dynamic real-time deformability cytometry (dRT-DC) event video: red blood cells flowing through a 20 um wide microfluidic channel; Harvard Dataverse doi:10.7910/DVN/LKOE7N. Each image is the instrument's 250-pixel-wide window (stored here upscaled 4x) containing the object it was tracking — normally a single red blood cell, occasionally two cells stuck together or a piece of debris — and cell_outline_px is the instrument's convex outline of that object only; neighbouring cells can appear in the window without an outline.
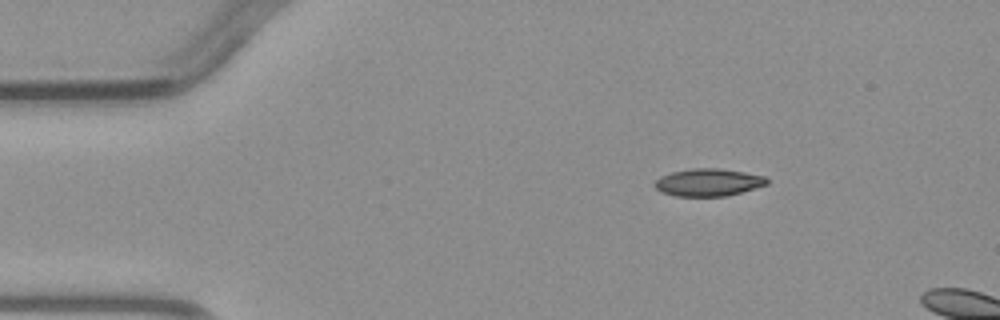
{"species": "common noctule bat (a hibernating species)", "species_latin": "Nyctalus noctula", "temperature_condition": "warm", "stored_images_in_passage": 2, "camera_frame_rate_fps": 3000, "um_per_image_px": 0.085, "animal": {"sex": "male", "body_mass_g": 23.1, "forearm_length_mm": 52.7}, "frame": {"image": 1, "passage_image": 1, "time_ms": 0.0, "image_size_px": [1000, 320], "cell_outline_px": [[768, 184], [740, 192], [724, 196], [676, 196], [660, 192], [652, 184], [660, 176], [672, 172], [692, 168], [720, 168], [744, 172], [764, 176], [768, 180]], "centroid_in_image_um": [60.16, 15.49], "position_along_channel_um": 24.8, "area_um2": 17.92}}